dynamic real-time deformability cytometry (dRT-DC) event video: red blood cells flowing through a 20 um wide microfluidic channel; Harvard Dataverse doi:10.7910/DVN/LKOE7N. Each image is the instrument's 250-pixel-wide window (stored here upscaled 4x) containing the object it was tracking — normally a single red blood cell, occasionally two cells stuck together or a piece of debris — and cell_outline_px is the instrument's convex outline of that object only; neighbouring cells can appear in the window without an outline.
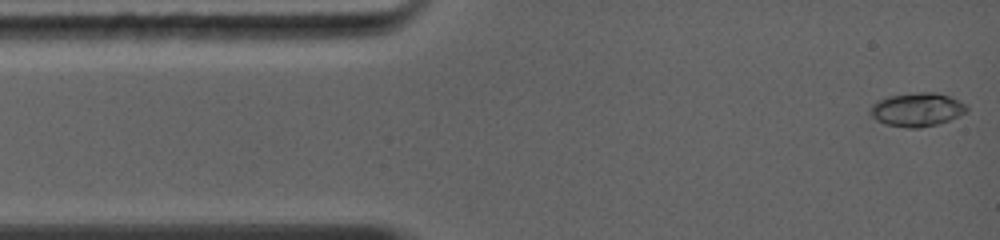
{"species": "common noctule bat (a hibernating species)", "species_latin": "Nyctalus noctula", "temperature_condition": "warm", "stored_images_in_passage": 46, "camera_frame_rate_fps": 5000, "um_per_image_px": 0.085, "animal": {"sex": "female", "body_mass_g": 19.0, "forearm_length_mm": 56.7}, "frame": {"image": 1, "passage_image": 1, "time_ms": 0.0, "image_size_px": [1000, 240], "cell_outline_px": [[968, 112], [948, 120], [936, 124], [920, 128], [908, 128], [884, 124], [876, 120], [868, 112], [872, 104], [876, 100], [888, 96], [920, 92], [936, 92], [948, 96], [964, 104], [968, 108]], "centroid_in_image_um": [77.9, 9.32], "position_along_channel_um": 7.1, "area_um2": 18.9}}
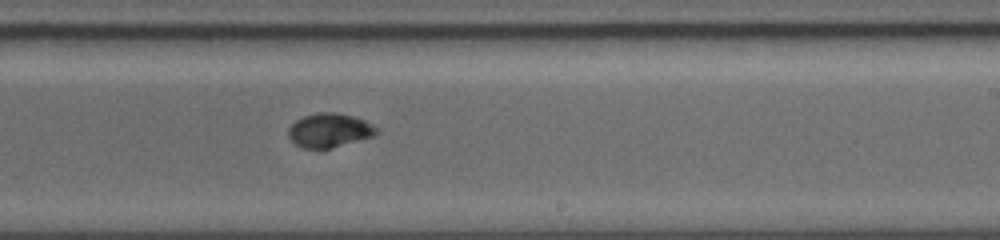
{"frame": {"image": 2, "passage_image": 26, "time_ms": 7.4, "image_size_px": [1000, 240], "cell_outline_px": [[380, 132], [372, 136], [332, 148], [304, 148], [296, 144], [288, 136], [288, 128], [296, 120], [304, 116], [320, 112], [336, 112], [352, 116], [364, 120], [376, 128]], "centroid_in_image_um": [27.98, 11.07], "position_along_channel_um": 261.0, "area_um2": 17.22}}
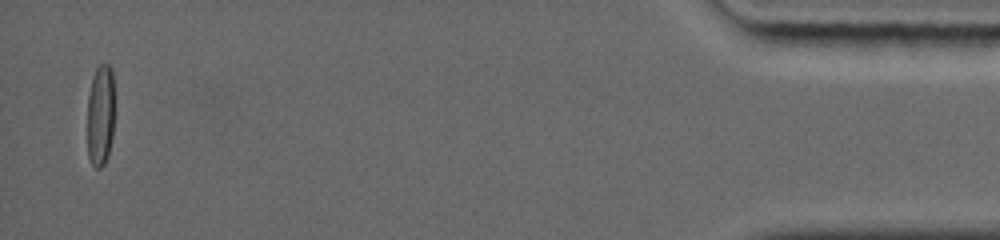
{"frame": {"image": 3, "passage_image": 44, "time_ms": 13.8, "image_size_px": [1000, 240], "cell_outline_px": [[112, 136], [108, 156], [104, 164], [100, 168], [96, 168], [92, 164], [88, 156], [88, 96], [92, 76], [96, 68], [100, 64], [108, 64], [112, 68]], "centroid_in_image_um": [8.51, 9.8], "position_along_channel_um": 426.7, "area_um2": 15.84}, "authors_computed_cell_mechanics": {"area_um2": 17.4556, "velocity_mm_per_s": 4.4148, "shape_relaxation_time_tau1_ms": 5.5665, "shape_relaxation_time_tau2_ms": 0.6441, "deformation_change_tau1": 0.2434, "deformation_change_tau2": 0.0166}}